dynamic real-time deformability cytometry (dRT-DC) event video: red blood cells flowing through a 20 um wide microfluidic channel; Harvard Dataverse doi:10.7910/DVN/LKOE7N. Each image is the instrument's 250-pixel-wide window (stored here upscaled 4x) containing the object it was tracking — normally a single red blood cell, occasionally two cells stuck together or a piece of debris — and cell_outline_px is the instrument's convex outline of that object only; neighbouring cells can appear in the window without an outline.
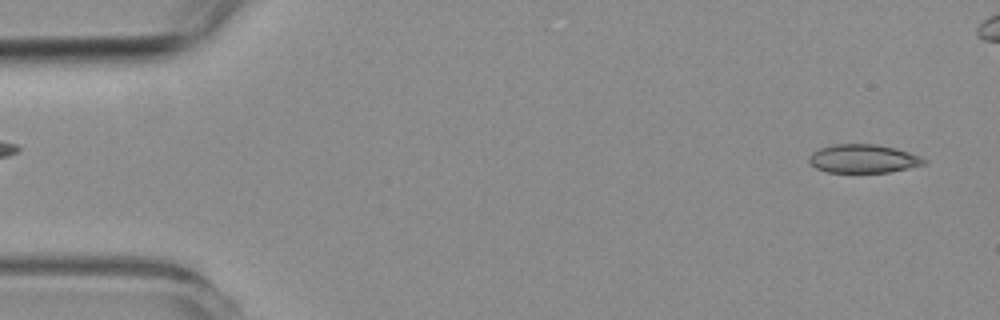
{"species": "common noctule bat (a hibernating species)", "species_latin": "Nyctalus noctula", "temperature_condition": "room temperature", "stored_images_in_passage": 48, "camera_frame_rate_fps": 3000, "um_per_image_px": 0.085, "animal": {"sex": "female", "body_mass_g": 19.3, "forearm_length_mm": 54.1}, "frame": {"image": 1, "passage_image": 2, "time_ms": 0.333, "image_size_px": [1000, 320], "cell_outline_px": [[928, 160], [924, 164], [908, 168], [888, 172], [828, 172], [816, 168], [808, 160], [808, 156], [812, 152], [820, 148], [836, 144], [876, 144], [896, 148], [920, 156]], "centroid_in_image_um": [73.37, 13.48], "position_along_channel_um": 11.6, "area_um2": 19.02}}
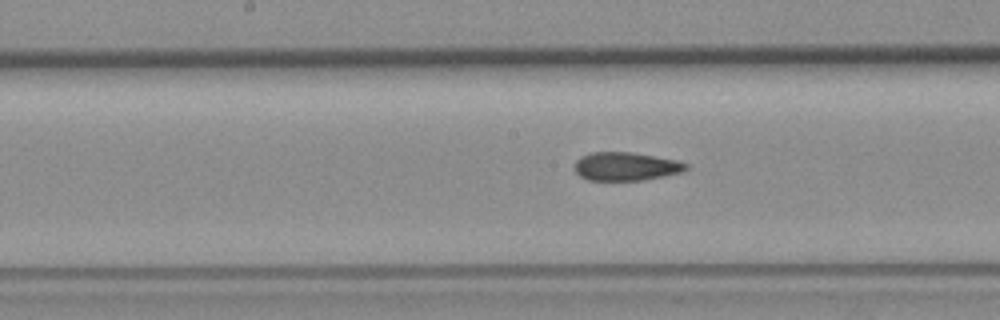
{"frame": {"image": 2, "passage_image": 26, "time_ms": 8.333, "image_size_px": [1000, 320], "cell_outline_px": [[688, 168], [684, 172], [644, 180], [588, 180], [580, 176], [576, 172], [576, 160], [580, 156], [592, 152], [628, 152], [676, 160], [688, 164]], "centroid_in_image_um": [53.21, 14.15], "position_along_channel_um": 195.0, "area_um2": 18.32}}
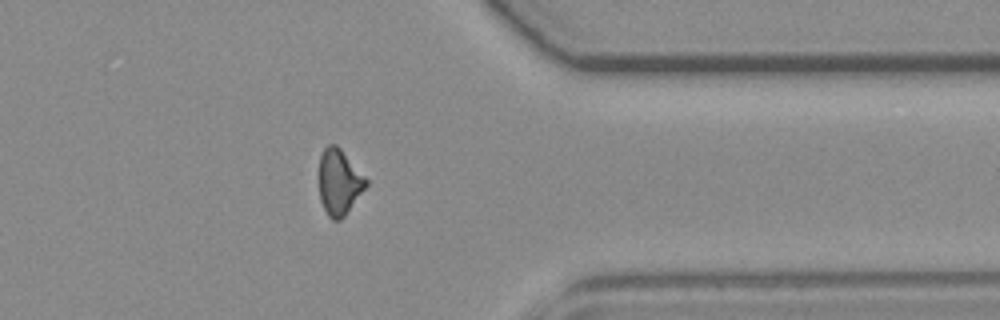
{"frame": {"image": 3, "passage_image": 42, "time_ms": 13.667, "image_size_px": [1000, 320], "cell_outline_px": [[368, 184], [344, 216], [340, 220], [332, 220], [328, 216], [320, 200], [320, 156], [324, 148], [328, 144], [336, 144], [340, 148], [368, 180]], "centroid_in_image_um": [28.83, 15.48], "position_along_channel_um": 382.6, "area_um2": 17.69}, "authors_computed_cell_mechanics": {"area_um2": 18.9873, "velocity_mm_per_s": 3.774, "shape_relaxation_time_tau1_ms": null, "shape_relaxation_time_tau2_ms": 2.807, "deformation_change_tau1": null, "deformation_change_tau2": 0.0943}}